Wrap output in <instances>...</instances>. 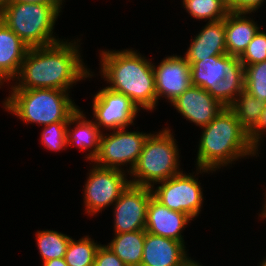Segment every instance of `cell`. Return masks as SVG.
<instances>
[{
	"label": "cell",
	"mask_w": 266,
	"mask_h": 266,
	"mask_svg": "<svg viewBox=\"0 0 266 266\" xmlns=\"http://www.w3.org/2000/svg\"><path fill=\"white\" fill-rule=\"evenodd\" d=\"M72 42V43H71ZM59 41L41 47H30L22 62L17 85L11 89H59L68 91L72 85L93 76L84 65L78 40ZM77 44V45H76Z\"/></svg>",
	"instance_id": "1"
},
{
	"label": "cell",
	"mask_w": 266,
	"mask_h": 266,
	"mask_svg": "<svg viewBox=\"0 0 266 266\" xmlns=\"http://www.w3.org/2000/svg\"><path fill=\"white\" fill-rule=\"evenodd\" d=\"M101 74L108 89L124 94L145 110L153 111L157 106L153 63L132 49L103 51Z\"/></svg>",
	"instance_id": "2"
},
{
	"label": "cell",
	"mask_w": 266,
	"mask_h": 266,
	"mask_svg": "<svg viewBox=\"0 0 266 266\" xmlns=\"http://www.w3.org/2000/svg\"><path fill=\"white\" fill-rule=\"evenodd\" d=\"M203 128L198 154L199 173L213 172L220 167L232 164L241 157L255 156L256 148L251 144L249 133L229 107L222 111Z\"/></svg>",
	"instance_id": "3"
},
{
	"label": "cell",
	"mask_w": 266,
	"mask_h": 266,
	"mask_svg": "<svg viewBox=\"0 0 266 266\" xmlns=\"http://www.w3.org/2000/svg\"><path fill=\"white\" fill-rule=\"evenodd\" d=\"M68 91L59 89H12L3 105L24 123L43 126L55 122H68L78 111Z\"/></svg>",
	"instance_id": "4"
},
{
	"label": "cell",
	"mask_w": 266,
	"mask_h": 266,
	"mask_svg": "<svg viewBox=\"0 0 266 266\" xmlns=\"http://www.w3.org/2000/svg\"><path fill=\"white\" fill-rule=\"evenodd\" d=\"M59 13L46 3L12 1L0 8V19L29 47H41L61 41L53 35Z\"/></svg>",
	"instance_id": "5"
},
{
	"label": "cell",
	"mask_w": 266,
	"mask_h": 266,
	"mask_svg": "<svg viewBox=\"0 0 266 266\" xmlns=\"http://www.w3.org/2000/svg\"><path fill=\"white\" fill-rule=\"evenodd\" d=\"M171 130L157 134L149 133L134 168L129 172L130 184L153 188L154 183L163 182L180 174L179 151ZM153 183V184H152Z\"/></svg>",
	"instance_id": "6"
},
{
	"label": "cell",
	"mask_w": 266,
	"mask_h": 266,
	"mask_svg": "<svg viewBox=\"0 0 266 266\" xmlns=\"http://www.w3.org/2000/svg\"><path fill=\"white\" fill-rule=\"evenodd\" d=\"M126 128L114 130L110 135L103 134L100 139L99 153L92 161L103 168L120 169L121 165L130 164L128 174L140 157L145 140L149 134L128 132Z\"/></svg>",
	"instance_id": "7"
},
{
	"label": "cell",
	"mask_w": 266,
	"mask_h": 266,
	"mask_svg": "<svg viewBox=\"0 0 266 266\" xmlns=\"http://www.w3.org/2000/svg\"><path fill=\"white\" fill-rule=\"evenodd\" d=\"M126 171L116 168H103L93 164L84 189L86 214L95 215L114 204L130 184Z\"/></svg>",
	"instance_id": "8"
},
{
	"label": "cell",
	"mask_w": 266,
	"mask_h": 266,
	"mask_svg": "<svg viewBox=\"0 0 266 266\" xmlns=\"http://www.w3.org/2000/svg\"><path fill=\"white\" fill-rule=\"evenodd\" d=\"M151 188L153 197L170 210L187 214L192 219L199 215L203 203V192L198 179L183 171Z\"/></svg>",
	"instance_id": "9"
},
{
	"label": "cell",
	"mask_w": 266,
	"mask_h": 266,
	"mask_svg": "<svg viewBox=\"0 0 266 266\" xmlns=\"http://www.w3.org/2000/svg\"><path fill=\"white\" fill-rule=\"evenodd\" d=\"M92 106L93 117L98 128H106V130L111 131L134 125L133 120L140 111L129 97L107 87L94 95Z\"/></svg>",
	"instance_id": "10"
},
{
	"label": "cell",
	"mask_w": 266,
	"mask_h": 266,
	"mask_svg": "<svg viewBox=\"0 0 266 266\" xmlns=\"http://www.w3.org/2000/svg\"><path fill=\"white\" fill-rule=\"evenodd\" d=\"M151 188L129 184L115 202V234L145 230Z\"/></svg>",
	"instance_id": "11"
},
{
	"label": "cell",
	"mask_w": 266,
	"mask_h": 266,
	"mask_svg": "<svg viewBox=\"0 0 266 266\" xmlns=\"http://www.w3.org/2000/svg\"><path fill=\"white\" fill-rule=\"evenodd\" d=\"M153 71L157 102L159 97H165L172 103L192 85L190 64L185 56L165 57L157 67L153 65Z\"/></svg>",
	"instance_id": "12"
},
{
	"label": "cell",
	"mask_w": 266,
	"mask_h": 266,
	"mask_svg": "<svg viewBox=\"0 0 266 266\" xmlns=\"http://www.w3.org/2000/svg\"><path fill=\"white\" fill-rule=\"evenodd\" d=\"M172 106L197 126L208 125L225 107L205 89L191 85Z\"/></svg>",
	"instance_id": "13"
},
{
	"label": "cell",
	"mask_w": 266,
	"mask_h": 266,
	"mask_svg": "<svg viewBox=\"0 0 266 266\" xmlns=\"http://www.w3.org/2000/svg\"><path fill=\"white\" fill-rule=\"evenodd\" d=\"M190 220L187 214L170 210L152 196L147 206L145 231L184 243L181 233Z\"/></svg>",
	"instance_id": "14"
},
{
	"label": "cell",
	"mask_w": 266,
	"mask_h": 266,
	"mask_svg": "<svg viewBox=\"0 0 266 266\" xmlns=\"http://www.w3.org/2000/svg\"><path fill=\"white\" fill-rule=\"evenodd\" d=\"M185 250L180 241L146 232L141 266H183L190 259Z\"/></svg>",
	"instance_id": "15"
},
{
	"label": "cell",
	"mask_w": 266,
	"mask_h": 266,
	"mask_svg": "<svg viewBox=\"0 0 266 266\" xmlns=\"http://www.w3.org/2000/svg\"><path fill=\"white\" fill-rule=\"evenodd\" d=\"M185 53L187 61H200L211 56L227 54L225 43V18L209 22L192 39Z\"/></svg>",
	"instance_id": "16"
},
{
	"label": "cell",
	"mask_w": 266,
	"mask_h": 266,
	"mask_svg": "<svg viewBox=\"0 0 266 266\" xmlns=\"http://www.w3.org/2000/svg\"><path fill=\"white\" fill-rule=\"evenodd\" d=\"M30 47L0 19V73L16 79Z\"/></svg>",
	"instance_id": "17"
},
{
	"label": "cell",
	"mask_w": 266,
	"mask_h": 266,
	"mask_svg": "<svg viewBox=\"0 0 266 266\" xmlns=\"http://www.w3.org/2000/svg\"><path fill=\"white\" fill-rule=\"evenodd\" d=\"M244 12H229L225 17V43L227 54L240 57L260 30L254 20ZM245 15V16H244Z\"/></svg>",
	"instance_id": "18"
},
{
	"label": "cell",
	"mask_w": 266,
	"mask_h": 266,
	"mask_svg": "<svg viewBox=\"0 0 266 266\" xmlns=\"http://www.w3.org/2000/svg\"><path fill=\"white\" fill-rule=\"evenodd\" d=\"M224 71V78L216 83V89L208 92L224 107H229L245 90V70L239 57L226 54Z\"/></svg>",
	"instance_id": "19"
},
{
	"label": "cell",
	"mask_w": 266,
	"mask_h": 266,
	"mask_svg": "<svg viewBox=\"0 0 266 266\" xmlns=\"http://www.w3.org/2000/svg\"><path fill=\"white\" fill-rule=\"evenodd\" d=\"M74 128H69L71 124H75ZM70 125V126H69ZM71 129V130H70ZM101 129L92 120H87L86 116L83 114L81 109L69 119L67 126V145L75 144L79 146L80 150H89V154L85 157L91 162L99 153L100 139H101Z\"/></svg>",
	"instance_id": "20"
},
{
	"label": "cell",
	"mask_w": 266,
	"mask_h": 266,
	"mask_svg": "<svg viewBox=\"0 0 266 266\" xmlns=\"http://www.w3.org/2000/svg\"><path fill=\"white\" fill-rule=\"evenodd\" d=\"M190 64L191 84L206 91L216 89V83L224 78L226 54L211 56L200 61H187Z\"/></svg>",
	"instance_id": "21"
},
{
	"label": "cell",
	"mask_w": 266,
	"mask_h": 266,
	"mask_svg": "<svg viewBox=\"0 0 266 266\" xmlns=\"http://www.w3.org/2000/svg\"><path fill=\"white\" fill-rule=\"evenodd\" d=\"M145 230L114 234L107 245L127 266H141Z\"/></svg>",
	"instance_id": "22"
},
{
	"label": "cell",
	"mask_w": 266,
	"mask_h": 266,
	"mask_svg": "<svg viewBox=\"0 0 266 266\" xmlns=\"http://www.w3.org/2000/svg\"><path fill=\"white\" fill-rule=\"evenodd\" d=\"M265 102L257 100L245 90L229 106L241 126L250 133L259 123Z\"/></svg>",
	"instance_id": "23"
},
{
	"label": "cell",
	"mask_w": 266,
	"mask_h": 266,
	"mask_svg": "<svg viewBox=\"0 0 266 266\" xmlns=\"http://www.w3.org/2000/svg\"><path fill=\"white\" fill-rule=\"evenodd\" d=\"M71 238L66 234L53 230L37 231L36 241L43 262L55 258H64Z\"/></svg>",
	"instance_id": "24"
},
{
	"label": "cell",
	"mask_w": 266,
	"mask_h": 266,
	"mask_svg": "<svg viewBox=\"0 0 266 266\" xmlns=\"http://www.w3.org/2000/svg\"><path fill=\"white\" fill-rule=\"evenodd\" d=\"M182 2L186 11L199 20L220 21L230 12L224 0H183Z\"/></svg>",
	"instance_id": "25"
},
{
	"label": "cell",
	"mask_w": 266,
	"mask_h": 266,
	"mask_svg": "<svg viewBox=\"0 0 266 266\" xmlns=\"http://www.w3.org/2000/svg\"><path fill=\"white\" fill-rule=\"evenodd\" d=\"M99 244L89 236L75 241L70 239L64 259L68 266H93Z\"/></svg>",
	"instance_id": "26"
},
{
	"label": "cell",
	"mask_w": 266,
	"mask_h": 266,
	"mask_svg": "<svg viewBox=\"0 0 266 266\" xmlns=\"http://www.w3.org/2000/svg\"><path fill=\"white\" fill-rule=\"evenodd\" d=\"M245 70V91L266 103V61L248 65Z\"/></svg>",
	"instance_id": "27"
},
{
	"label": "cell",
	"mask_w": 266,
	"mask_h": 266,
	"mask_svg": "<svg viewBox=\"0 0 266 266\" xmlns=\"http://www.w3.org/2000/svg\"><path fill=\"white\" fill-rule=\"evenodd\" d=\"M68 122H55L44 126L41 134V144L51 151H60L67 145Z\"/></svg>",
	"instance_id": "28"
},
{
	"label": "cell",
	"mask_w": 266,
	"mask_h": 266,
	"mask_svg": "<svg viewBox=\"0 0 266 266\" xmlns=\"http://www.w3.org/2000/svg\"><path fill=\"white\" fill-rule=\"evenodd\" d=\"M239 59L244 68L266 61V33L259 30Z\"/></svg>",
	"instance_id": "29"
},
{
	"label": "cell",
	"mask_w": 266,
	"mask_h": 266,
	"mask_svg": "<svg viewBox=\"0 0 266 266\" xmlns=\"http://www.w3.org/2000/svg\"><path fill=\"white\" fill-rule=\"evenodd\" d=\"M93 266H127L108 246H99Z\"/></svg>",
	"instance_id": "30"
},
{
	"label": "cell",
	"mask_w": 266,
	"mask_h": 266,
	"mask_svg": "<svg viewBox=\"0 0 266 266\" xmlns=\"http://www.w3.org/2000/svg\"><path fill=\"white\" fill-rule=\"evenodd\" d=\"M264 0H230L228 4L231 12H246L251 13L258 10Z\"/></svg>",
	"instance_id": "31"
},
{
	"label": "cell",
	"mask_w": 266,
	"mask_h": 266,
	"mask_svg": "<svg viewBox=\"0 0 266 266\" xmlns=\"http://www.w3.org/2000/svg\"><path fill=\"white\" fill-rule=\"evenodd\" d=\"M266 132V103L264 105L263 113L257 126L249 133V139L251 144L258 151V146L262 140V135Z\"/></svg>",
	"instance_id": "32"
},
{
	"label": "cell",
	"mask_w": 266,
	"mask_h": 266,
	"mask_svg": "<svg viewBox=\"0 0 266 266\" xmlns=\"http://www.w3.org/2000/svg\"><path fill=\"white\" fill-rule=\"evenodd\" d=\"M16 2H24V3H46L55 7L59 12L61 11L62 0H13Z\"/></svg>",
	"instance_id": "33"
},
{
	"label": "cell",
	"mask_w": 266,
	"mask_h": 266,
	"mask_svg": "<svg viewBox=\"0 0 266 266\" xmlns=\"http://www.w3.org/2000/svg\"><path fill=\"white\" fill-rule=\"evenodd\" d=\"M43 266H68L64 258H55L43 262Z\"/></svg>",
	"instance_id": "34"
},
{
	"label": "cell",
	"mask_w": 266,
	"mask_h": 266,
	"mask_svg": "<svg viewBox=\"0 0 266 266\" xmlns=\"http://www.w3.org/2000/svg\"><path fill=\"white\" fill-rule=\"evenodd\" d=\"M183 266H202V265H199L198 262L196 263L194 260L189 259Z\"/></svg>",
	"instance_id": "35"
},
{
	"label": "cell",
	"mask_w": 266,
	"mask_h": 266,
	"mask_svg": "<svg viewBox=\"0 0 266 266\" xmlns=\"http://www.w3.org/2000/svg\"><path fill=\"white\" fill-rule=\"evenodd\" d=\"M265 196H266V193H265ZM265 200H266V199H265ZM264 203H265V205H264V207H263L264 210L262 211L261 216H260L261 218H262V217H263V218H264V217L266 218V201H265Z\"/></svg>",
	"instance_id": "36"
},
{
	"label": "cell",
	"mask_w": 266,
	"mask_h": 266,
	"mask_svg": "<svg viewBox=\"0 0 266 266\" xmlns=\"http://www.w3.org/2000/svg\"><path fill=\"white\" fill-rule=\"evenodd\" d=\"M5 81L8 80L0 73V86H2Z\"/></svg>",
	"instance_id": "37"
},
{
	"label": "cell",
	"mask_w": 266,
	"mask_h": 266,
	"mask_svg": "<svg viewBox=\"0 0 266 266\" xmlns=\"http://www.w3.org/2000/svg\"><path fill=\"white\" fill-rule=\"evenodd\" d=\"M13 0H0V8L8 2H12Z\"/></svg>",
	"instance_id": "38"
},
{
	"label": "cell",
	"mask_w": 266,
	"mask_h": 266,
	"mask_svg": "<svg viewBox=\"0 0 266 266\" xmlns=\"http://www.w3.org/2000/svg\"><path fill=\"white\" fill-rule=\"evenodd\" d=\"M260 266H266V258L262 262H260Z\"/></svg>",
	"instance_id": "39"
},
{
	"label": "cell",
	"mask_w": 266,
	"mask_h": 266,
	"mask_svg": "<svg viewBox=\"0 0 266 266\" xmlns=\"http://www.w3.org/2000/svg\"><path fill=\"white\" fill-rule=\"evenodd\" d=\"M227 4H229L230 3V0H224Z\"/></svg>",
	"instance_id": "40"
}]
</instances>
